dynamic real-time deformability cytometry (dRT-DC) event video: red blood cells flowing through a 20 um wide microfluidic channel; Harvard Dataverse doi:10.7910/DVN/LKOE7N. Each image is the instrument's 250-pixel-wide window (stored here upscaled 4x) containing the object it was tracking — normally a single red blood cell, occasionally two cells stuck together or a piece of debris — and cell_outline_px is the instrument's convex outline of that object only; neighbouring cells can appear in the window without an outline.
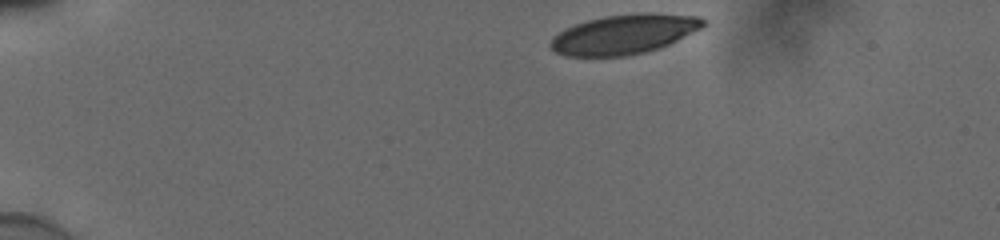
{"species": "human", "species_latin": "Homo sapiens", "temperature_condition": "cold", "stored_images_in_passage": 39, "camera_frame_rate_fps": 3000, "um_per_image_px": 0.085, "donor": {"sex": "male"}, "frame": {"image": 1, "passage_image": 1, "time_ms": 0.0, "image_size_px": [1000, 240], "cell_outline_px": [[708, 24], [660, 48], [644, 52], [624, 56], [568, 56], [556, 52], [548, 44], [552, 36], [576, 24], [588, 20], [604, 16], [644, 12], [648, 12], [700, 16]], "centroid_in_image_um": [53.05, 2.9], "position_along_channel_um": 31.9, "area_um2": 35.03}}
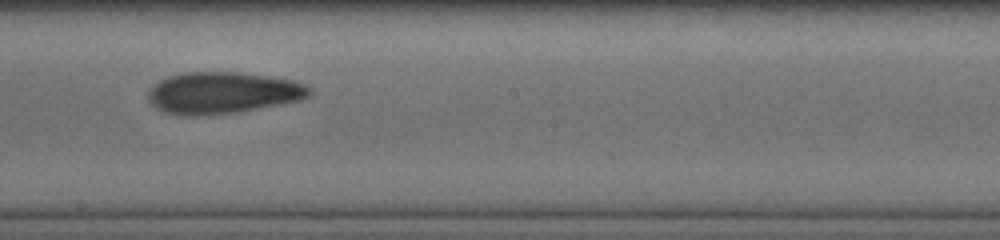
{"frame": {"image": 2, "passage_image": 23, "time_ms": 7.333, "image_size_px": [1000, 240], "cell_outline_px": [[312, 92], [308, 96], [300, 100], [256, 108], [232, 112], [168, 112], [156, 108], [148, 100], [148, 92], [160, 80], [168, 76], [184, 72], [240, 72], [268, 76], [292, 80], [304, 84]], "centroid_in_image_um": [18.97, 7.82], "position_along_channel_um": 229.2, "area_um2": 37.51}}
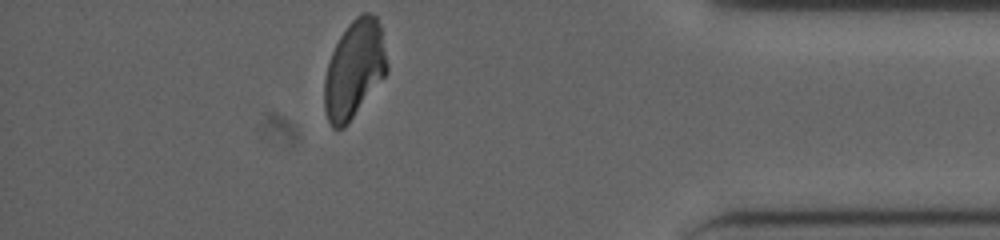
{"frame": {"image": 3, "passage_image": 39, "time_ms": 12.667, "image_size_px": [1000, 240], "cell_outline_px": [[388, 72], [344, 128], [332, 128], [328, 120], [324, 108], [324, 80], [328, 60], [340, 36], [348, 24], [356, 16], [364, 12], [372, 12], [376, 16], [380, 24], [388, 64]], "centroid_in_image_um": [30.11, 5.87], "position_along_channel_um": 405.1, "area_um2": 35.66}, "authors_computed_cell_mechanics": {"area_um2": 37.5122, "velocity_mm_per_s": 3.8592, "shape_relaxation_time_tau1_ms": 7.1853, "shape_relaxation_time_tau2_ms": 3.5209, "deformation_change_tau1": 0.1841, "deformation_change_tau2": 0.1025}}